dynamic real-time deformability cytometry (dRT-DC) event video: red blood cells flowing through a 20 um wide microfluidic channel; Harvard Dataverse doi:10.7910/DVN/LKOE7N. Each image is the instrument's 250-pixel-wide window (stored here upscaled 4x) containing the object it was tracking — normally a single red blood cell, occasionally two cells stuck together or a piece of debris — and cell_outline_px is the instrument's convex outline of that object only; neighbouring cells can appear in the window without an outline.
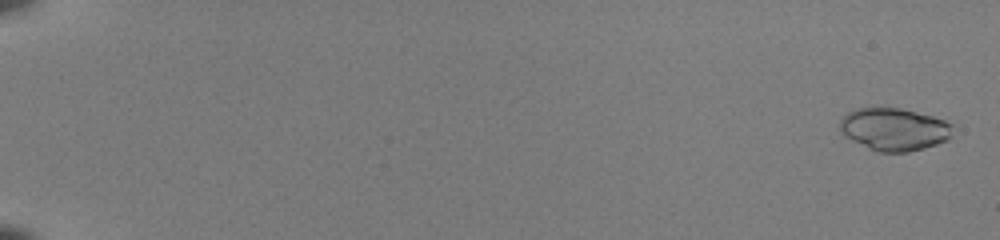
{"species": "common noctule bat (a hibernating species)", "species_latin": "Nyctalus noctula", "temperature_condition": "room temperature", "stored_images_in_passage": 53, "camera_frame_rate_fps": 3000, "um_per_image_px": 0.085, "animal": {"sex": "female", "body_mass_g": 22.0, "forearm_length_mm": 56.7}, "frame": {"image": 1, "passage_image": 2, "time_ms": 0.333, "image_size_px": [1000, 240], "cell_outline_px": [[952, 136], [948, 140], [924, 148], [908, 152], [880, 152], [852, 140], [844, 136], [840, 132], [840, 120], [848, 112], [856, 108], [900, 108], [932, 116], [944, 120], [952, 124]], "centroid_in_image_um": [76.01, 10.99], "position_along_channel_um": 9.0, "area_um2": 27.86}}
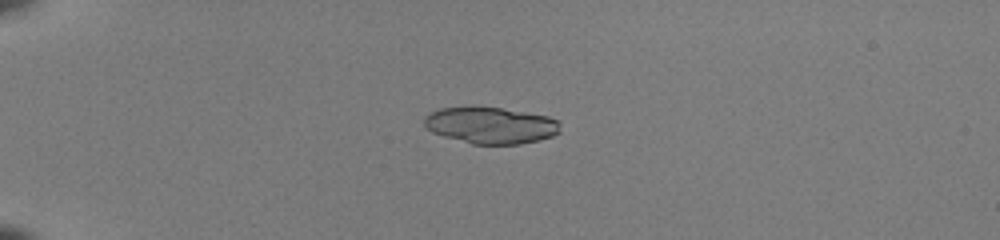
{"frame": {"image": 2, "passage_image": 16, "time_ms": 5.0, "image_size_px": [1000, 240], "cell_outline_px": [[560, 132], [552, 136], [540, 140], [520, 144], [472, 144], [444, 136], [432, 132], [424, 124], [424, 116], [440, 108], [472, 104], [500, 108], [548, 116], [556, 120], [560, 124]], "centroid_in_image_um": [41.69, 10.63], "position_along_channel_um": 43.3, "area_um2": 29.42}}